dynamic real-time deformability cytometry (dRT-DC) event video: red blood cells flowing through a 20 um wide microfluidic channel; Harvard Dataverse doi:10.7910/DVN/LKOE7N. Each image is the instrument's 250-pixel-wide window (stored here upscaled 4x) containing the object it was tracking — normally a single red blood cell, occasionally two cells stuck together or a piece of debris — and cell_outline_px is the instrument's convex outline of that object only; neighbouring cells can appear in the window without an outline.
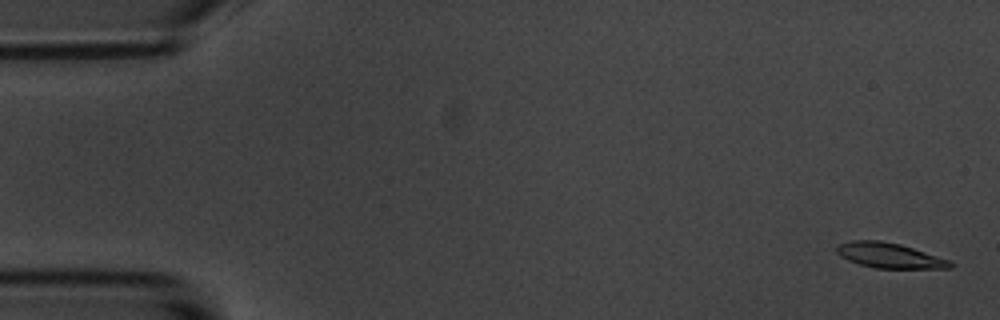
{"species": "common noctule bat (a hibernating species)", "species_latin": "Nyctalus noctula", "temperature_condition": "room temperature", "stored_images_in_passage": 57, "camera_frame_rate_fps": 3000, "um_per_image_px": 0.085, "animal": {"sex": "male", "body_mass_g": 20.1, "forearm_length_mm": 53.5}, "frame": {"image": 1, "passage_image": 2, "time_ms": 0.333, "image_size_px": [1000, 320], "cell_outline_px": [[952, 268], [876, 268], [860, 264], [848, 260], [840, 256], [836, 252], [836, 248], [840, 244], [852, 240], [880, 240], [900, 244], [948, 260], [952, 264]], "centroid_in_image_um": [75.55, 21.71], "position_along_channel_um": 9.5, "area_um2": 16.3}}
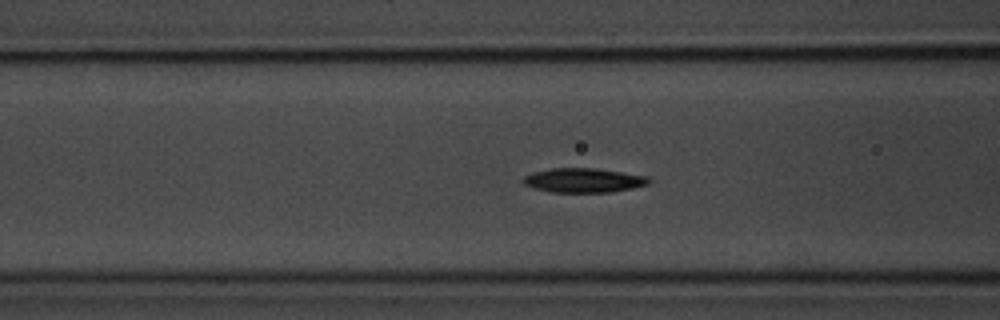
{"frame": {"image": 2, "passage_image": 22, "time_ms": 7.0, "image_size_px": [1000, 320], "cell_outline_px": [[652, 180], [648, 184], [632, 188], [612, 192], [548, 192], [532, 188], [524, 184], [520, 180], [524, 176], [532, 172], [552, 168], [592, 168], [648, 176]], "centroid_in_image_um": [49.55, 15.33], "position_along_channel_um": 117.0, "area_um2": 17.92}}
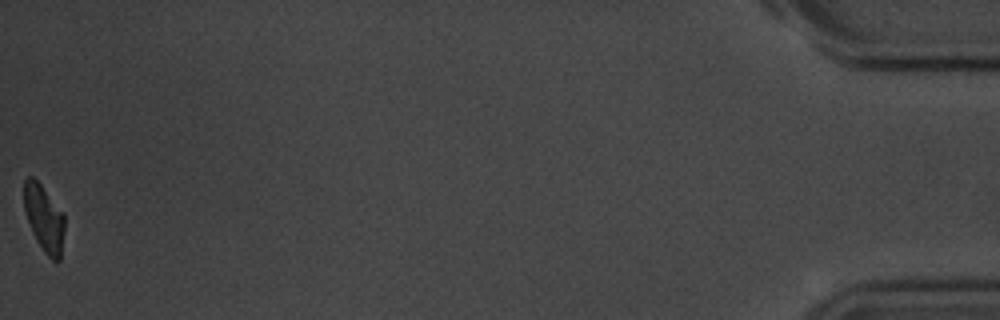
{"frame": {"image": 3, "passage_image": 57, "time_ms": 18.667, "image_size_px": [1000, 320], "cell_outline_px": [[64, 228], [60, 260], [52, 260], [44, 252], [36, 240], [32, 232], [24, 212], [24, 176], [32, 176], [40, 184], [64, 212]], "centroid_in_image_um": [3.73, 18.53], "position_along_channel_um": 431.5, "area_um2": 15.84}, "authors_computed_cell_mechanics": {"area_um2": 17.5712, "velocity_mm_per_s": 3.5439, "shape_relaxation_time_tau1_ms": 2.4989, "shape_relaxation_time_tau2_ms": 4.9074, "deformation_change_tau1": 0.1274, "deformation_change_tau2": 0.093}}